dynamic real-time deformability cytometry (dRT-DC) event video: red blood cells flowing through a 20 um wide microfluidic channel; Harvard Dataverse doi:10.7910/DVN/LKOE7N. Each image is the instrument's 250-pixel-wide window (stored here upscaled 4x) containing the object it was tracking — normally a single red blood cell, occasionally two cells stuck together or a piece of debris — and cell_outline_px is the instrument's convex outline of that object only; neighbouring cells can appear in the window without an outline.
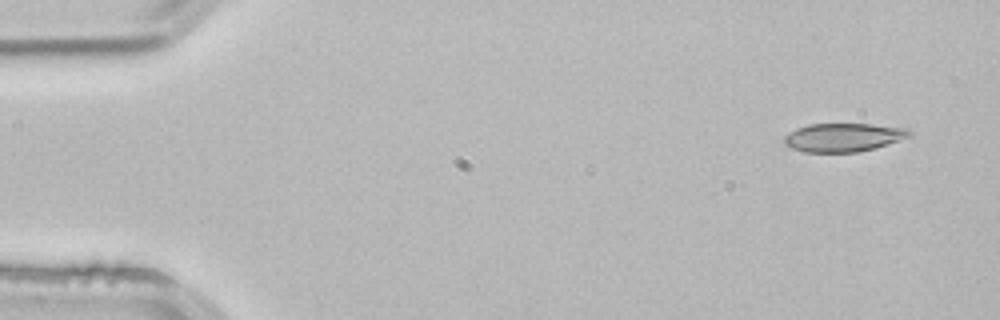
{"species": "common noctule bat (a hibernating species)", "species_latin": "Nyctalus noctula", "temperature_condition": "room temperature", "stored_images_in_passage": 3, "camera_frame_rate_fps": 3000, "um_per_image_px": 0.085, "animal": {"sex": "male", "body_mass_g": 21.5, "forearm_length_mm": 52.0}, "frame": {"image": 1, "passage_image": 1, "time_ms": 0.0, "image_size_px": [1000, 320], "cell_outline_px": [[912, 136], [900, 140], [872, 148], [856, 152], [804, 152], [792, 148], [784, 144], [784, 136], [796, 128], [808, 124], [868, 124], [908, 128], [912, 132]], "centroid_in_image_um": [71.67, 11.67], "position_along_channel_um": 13.3, "area_um2": 20.69}}
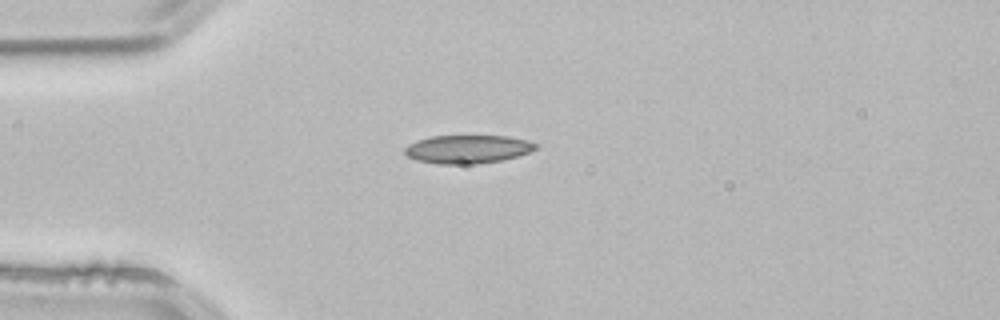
{"frame": {"image": 2, "passage_image": 3, "time_ms": 0.667, "image_size_px": [1000, 320], "cell_outline_px": [[540, 144], [536, 148], [528, 152], [516, 156], [500, 160], [476, 164], [436, 164], [416, 160], [408, 156], [404, 152], [404, 148], [408, 144], [416, 140], [432, 136], [508, 136]], "centroid_in_image_um": [39.7, 12.68], "position_along_channel_um": 45.3, "area_um2": 21.56}}